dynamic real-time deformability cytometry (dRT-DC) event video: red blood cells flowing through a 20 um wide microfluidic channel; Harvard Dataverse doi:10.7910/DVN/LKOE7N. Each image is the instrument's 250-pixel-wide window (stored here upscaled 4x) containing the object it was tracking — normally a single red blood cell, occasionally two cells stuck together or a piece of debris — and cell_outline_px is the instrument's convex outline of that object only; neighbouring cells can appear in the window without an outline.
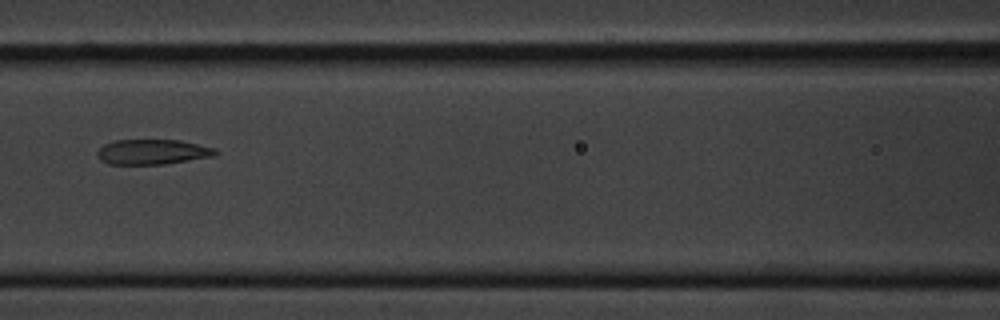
{"species": "common noctule bat (a hibernating species)", "species_latin": "Nyctalus noctula", "temperature_condition": "cold", "stored_images_in_passage": 12, "camera_frame_rate_fps": 3000, "um_per_image_px": 0.085, "animal": {"sex": "male", "body_mass_g": 20.1, "forearm_length_mm": 53.5}, "frame": {"image": 1, "passage_image": 4, "time_ms": 3.333, "image_size_px": [1000, 320], "cell_outline_px": [[220, 152], [212, 156], [164, 164], [108, 164], [100, 160], [96, 156], [96, 152], [104, 144], [112, 140], [180, 140], [216, 148]], "centroid_in_image_um": [12.93, 12.9], "position_along_channel_um": 153.7, "area_um2": 17.34}}
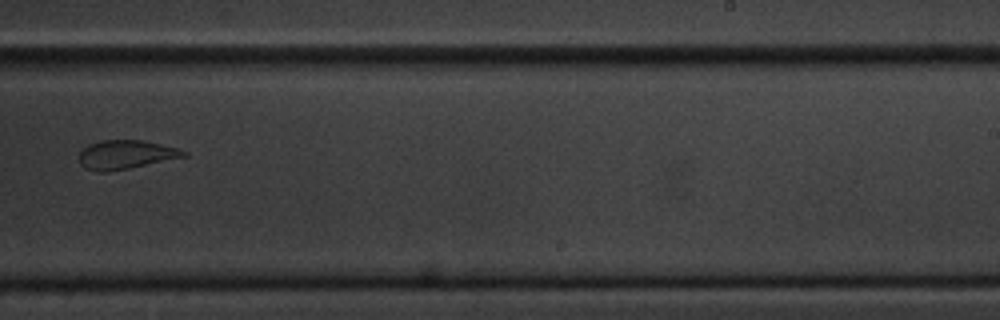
{"frame": {"image": 2, "passage_image": 7, "time_ms": 7.0, "image_size_px": [1000, 320], "cell_outline_px": [[188, 156], [128, 168], [104, 172], [96, 172], [84, 168], [80, 164], [80, 152], [88, 144], [100, 140], [140, 140], [180, 148], [188, 152]], "centroid_in_image_um": [10.69, 13.14], "position_along_channel_um": 278.3, "area_um2": 17.57}}
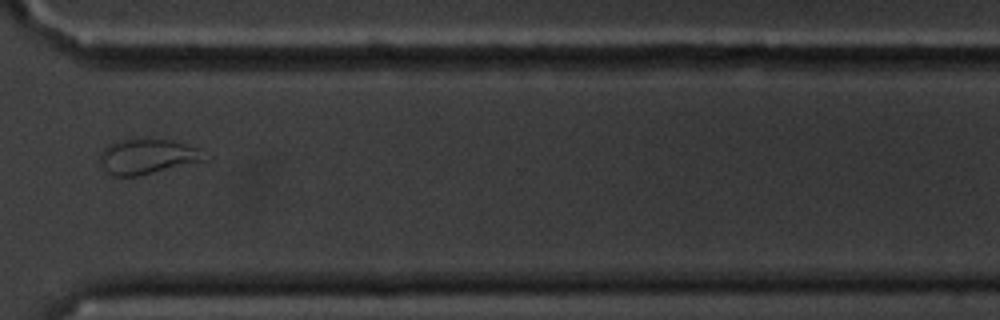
{"frame": {"image": 3, "passage_image": 9, "time_ms": 9.333, "image_size_px": [1000, 320], "cell_outline_px": [[212, 160], [136, 176], [112, 176], [104, 168], [100, 160], [100, 152], [108, 144], [124, 140], [168, 140], [200, 148], [212, 156]], "centroid_in_image_um": [12.65, 13.32], "position_along_channel_um": 357.9, "area_um2": 21.5}}